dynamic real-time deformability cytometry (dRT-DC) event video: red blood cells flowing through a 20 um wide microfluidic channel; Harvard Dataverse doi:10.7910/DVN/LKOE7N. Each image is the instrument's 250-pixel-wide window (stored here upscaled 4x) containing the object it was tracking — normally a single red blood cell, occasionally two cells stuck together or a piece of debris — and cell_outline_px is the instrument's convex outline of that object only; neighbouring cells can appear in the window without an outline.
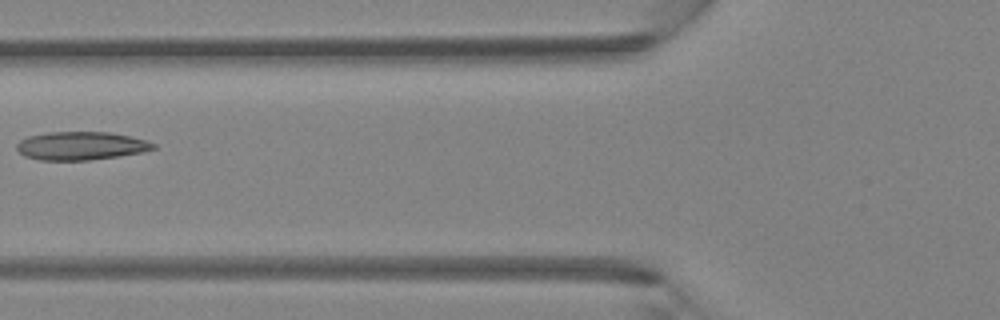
{"species": "Egyptian fruit bat (a non-hibernating species)", "species_latin": "Rousettus aegyptiacus", "temperature_condition": "room temperature", "stored_images_in_passage": 5, "camera_frame_rate_fps": 3000, "um_per_image_px": 0.085, "animal": {"sex": "female"}, "frame": {"image": 1, "passage_image": 5, "time_ms": 1.333, "image_size_px": [1000, 320], "cell_outline_px": [[156, 148], [144, 152], [120, 156], [88, 160], [40, 160], [24, 156], [16, 148], [16, 144], [20, 140], [28, 136], [48, 132], [108, 132], [148, 140], [156, 144]], "centroid_in_image_um": [6.9, 12.39], "position_along_channel_um": 118.9, "area_um2": 22.6}}